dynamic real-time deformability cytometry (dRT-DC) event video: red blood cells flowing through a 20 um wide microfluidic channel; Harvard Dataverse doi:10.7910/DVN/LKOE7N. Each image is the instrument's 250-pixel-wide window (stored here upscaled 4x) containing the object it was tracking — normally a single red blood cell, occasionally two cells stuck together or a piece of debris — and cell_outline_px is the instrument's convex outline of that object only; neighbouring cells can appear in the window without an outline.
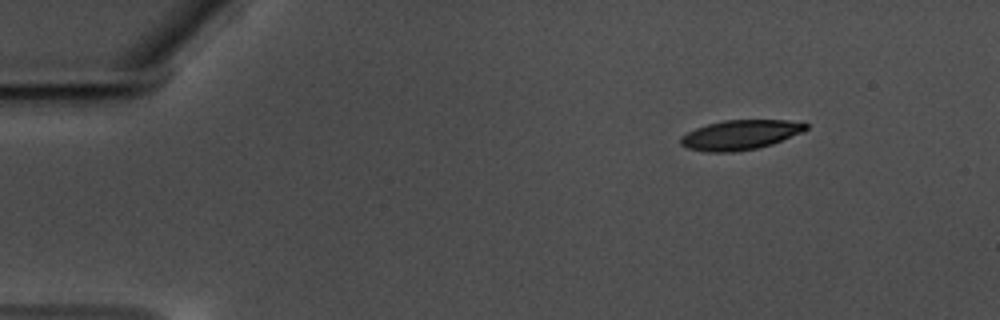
{"species": "common noctule bat (a hibernating species)", "species_latin": "Nyctalus noctula", "temperature_condition": "warm", "stored_images_in_passage": 52, "camera_frame_rate_fps": 3000, "um_per_image_px": 0.085, "animal": {"sex": "male", "body_mass_g": 17.5, "forearm_length_mm": 52.3}, "frame": {"image": 1, "passage_image": 1, "time_ms": 0.0, "image_size_px": [1000, 320], "cell_outline_px": [[808, 128], [800, 132], [772, 144], [756, 148], [732, 152], [708, 152], [688, 148], [680, 144], [680, 136], [696, 128], [708, 124], [724, 120], [804, 120], [808, 124]], "centroid_in_image_um": [62.94, 11.45], "position_along_channel_um": 22.1, "area_um2": 21.62}}
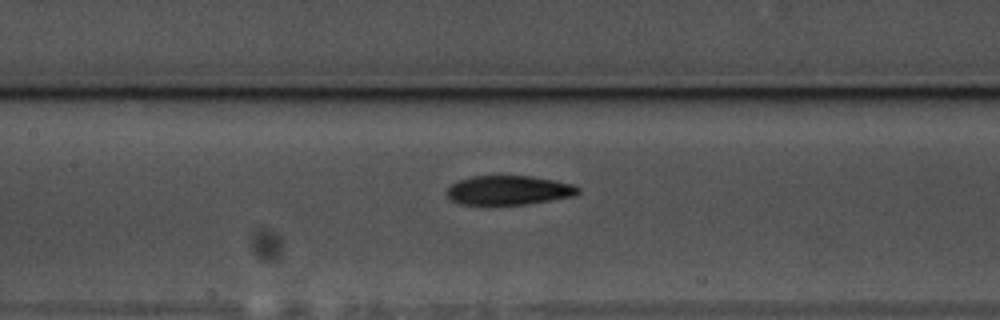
{"frame": {"image": 2, "passage_image": 21, "time_ms": 6.667, "image_size_px": [1000, 320], "cell_outline_px": [[580, 192], [572, 196], [528, 204], [460, 204], [452, 200], [444, 192], [452, 184], [460, 180], [472, 176], [532, 176], [572, 184], [580, 188]], "centroid_in_image_um": [43.23, 16.17], "position_along_channel_um": 164.2, "area_um2": 22.14}}
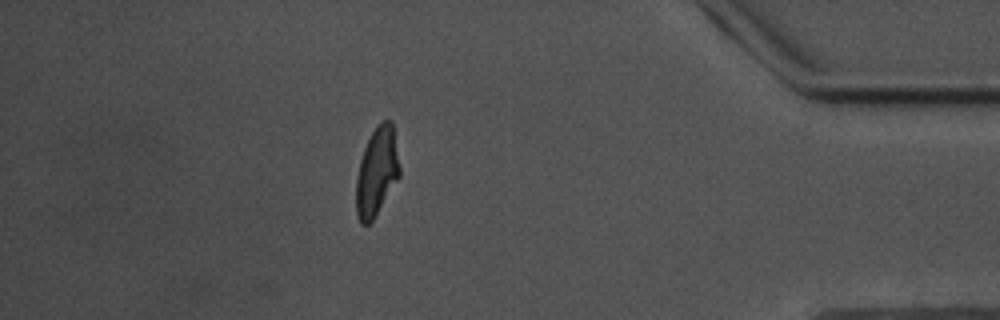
{"frame": {"image": 3, "passage_image": 45, "time_ms": 14.667, "image_size_px": [1000, 320], "cell_outline_px": [[400, 176], [372, 220], [368, 224], [360, 224], [356, 212], [356, 176], [360, 160], [364, 148], [372, 132], [384, 120], [392, 120], [400, 168]], "centroid_in_image_um": [32.02, 14.6], "position_along_channel_um": 403.2, "area_um2": 22.14}, "authors_computed_cell_mechanics": {"area_um2": 22.831, "velocity_mm_per_s": 3.4927, "shape_relaxation_time_tau1_ms": 4.482, "shape_relaxation_time_tau2_ms": 3.2965, "deformation_change_tau1": 0.1617, "deformation_change_tau2": 0.1077}}